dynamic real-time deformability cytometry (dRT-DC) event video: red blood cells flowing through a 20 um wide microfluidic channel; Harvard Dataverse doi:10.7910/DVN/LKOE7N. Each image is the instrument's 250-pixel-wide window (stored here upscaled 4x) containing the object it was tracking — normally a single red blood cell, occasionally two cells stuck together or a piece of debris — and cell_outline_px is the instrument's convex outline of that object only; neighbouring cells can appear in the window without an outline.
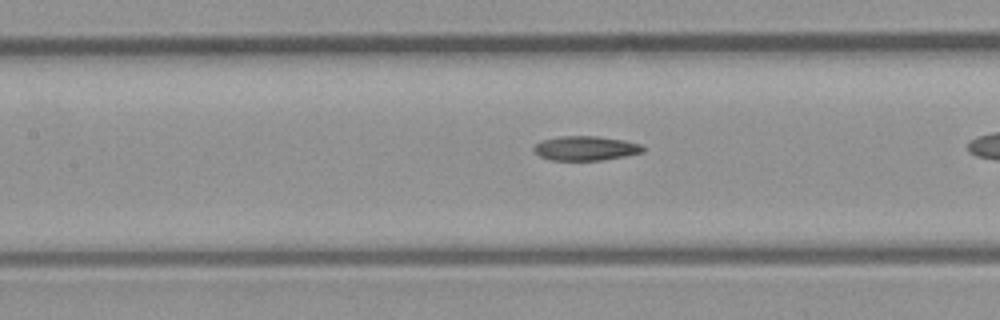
{"species": "common noctule bat (a hibernating species)", "species_latin": "Nyctalus noctula", "temperature_condition": "room temperature", "stored_images_in_passage": 35, "camera_frame_rate_fps": 3000, "um_per_image_px": 0.085, "animal": {"sex": "male", "body_mass_g": 23.1, "forearm_length_mm": 52.7}, "frame": {"image": 1, "passage_image": 20, "time_ms": 6.333, "image_size_px": [1000, 320], "cell_outline_px": [[644, 152], [604, 160], [548, 160], [540, 156], [532, 148], [536, 144], [544, 140], [560, 136], [596, 136], [624, 140], [640, 144], [644, 148]], "centroid_in_image_um": [49.78, 12.6], "position_along_channel_um": 157.6, "area_um2": 15.43}}